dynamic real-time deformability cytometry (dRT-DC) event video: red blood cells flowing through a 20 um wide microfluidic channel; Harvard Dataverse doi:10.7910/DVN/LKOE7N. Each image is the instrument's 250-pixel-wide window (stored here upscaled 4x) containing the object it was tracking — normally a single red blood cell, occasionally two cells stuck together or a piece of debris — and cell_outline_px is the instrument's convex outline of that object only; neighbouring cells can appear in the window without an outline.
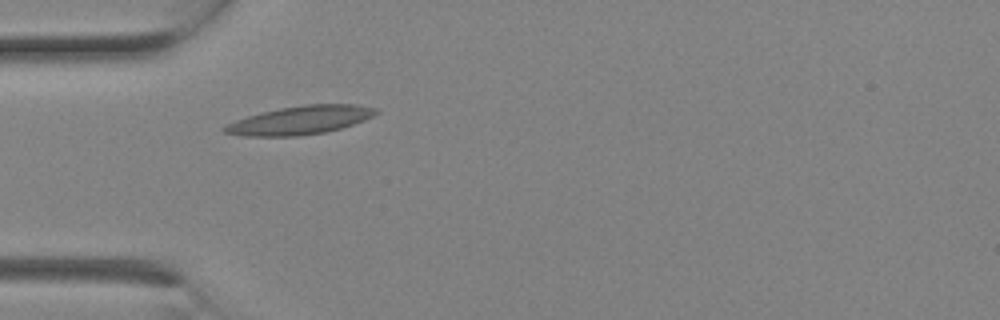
{"species": "Egyptian fruit bat (a non-hibernating species)", "species_latin": "Rousettus aegyptiacus", "temperature_condition": "room temperature", "stored_images_in_passage": 2, "camera_frame_rate_fps": 3000, "um_per_image_px": 0.085, "animal": {"sex": "female"}, "frame": {"image": 1, "passage_image": 2, "time_ms": 0.333, "image_size_px": [1000, 320], "cell_outline_px": [[380, 112], [364, 120], [340, 128], [324, 132], [296, 136], [244, 136], [224, 132], [220, 128], [236, 120], [248, 116], [280, 108], [304, 104], [356, 104], [376, 108]], "centroid_in_image_um": [25.52, 10.21], "position_along_channel_um": 59.5, "area_um2": 24.85}}